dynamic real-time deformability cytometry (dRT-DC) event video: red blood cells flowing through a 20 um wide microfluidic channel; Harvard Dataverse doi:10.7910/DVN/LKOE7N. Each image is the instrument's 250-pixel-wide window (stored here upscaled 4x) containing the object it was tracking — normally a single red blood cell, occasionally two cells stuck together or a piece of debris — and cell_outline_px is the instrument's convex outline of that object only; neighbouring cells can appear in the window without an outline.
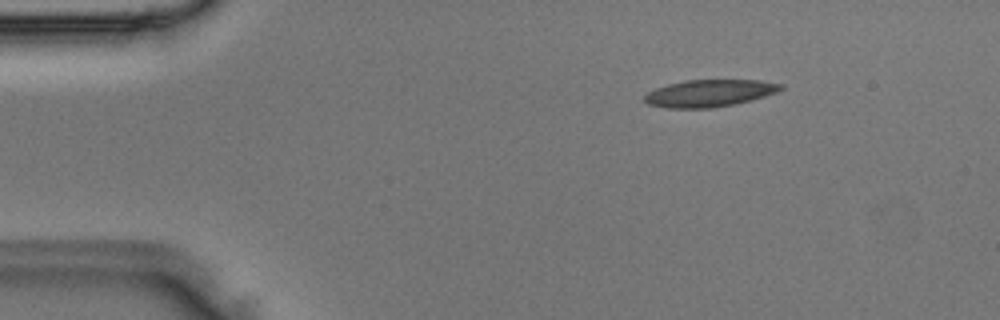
{"species": "Egyptian fruit bat (a non-hibernating species)", "species_latin": "Rousettus aegyptiacus", "temperature_condition": "room temperature", "stored_images_in_passage": 4, "camera_frame_rate_fps": 3000, "um_per_image_px": 0.085, "animal": {"sex": "male"}, "frame": {"image": 1, "passage_image": 2, "time_ms": 0.333, "image_size_px": [1000, 320], "cell_outline_px": [[784, 88], [776, 92], [752, 100], [712, 108], [668, 108], [648, 104], [644, 100], [644, 96], [648, 92], [656, 88], [668, 84], [684, 80], [760, 80], [784, 84]], "centroid_in_image_um": [60.31, 7.91], "position_along_channel_um": 24.7, "area_um2": 21.5}}
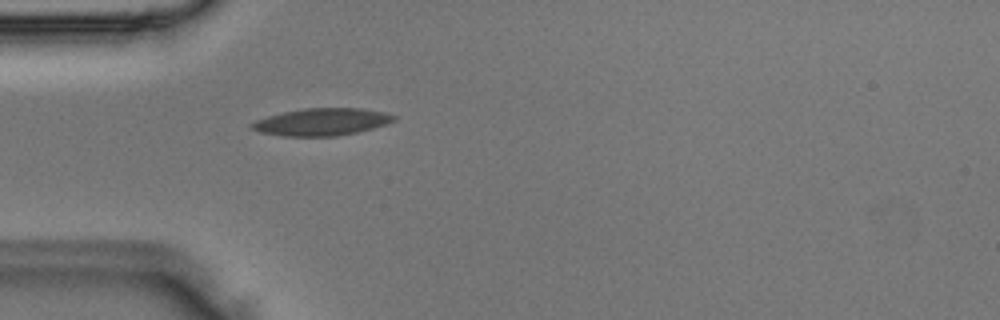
{"frame": {"image": 2, "passage_image": 4, "time_ms": 1.0, "image_size_px": [1000, 320], "cell_outline_px": [[396, 120], [372, 128], [356, 132], [336, 136], [284, 136], [260, 132], [252, 128], [248, 124], [256, 120], [268, 116], [284, 112], [304, 108], [360, 108], [384, 112], [396, 116]], "centroid_in_image_um": [27.33, 10.36], "position_along_channel_um": 57.7, "area_um2": 22.37}}